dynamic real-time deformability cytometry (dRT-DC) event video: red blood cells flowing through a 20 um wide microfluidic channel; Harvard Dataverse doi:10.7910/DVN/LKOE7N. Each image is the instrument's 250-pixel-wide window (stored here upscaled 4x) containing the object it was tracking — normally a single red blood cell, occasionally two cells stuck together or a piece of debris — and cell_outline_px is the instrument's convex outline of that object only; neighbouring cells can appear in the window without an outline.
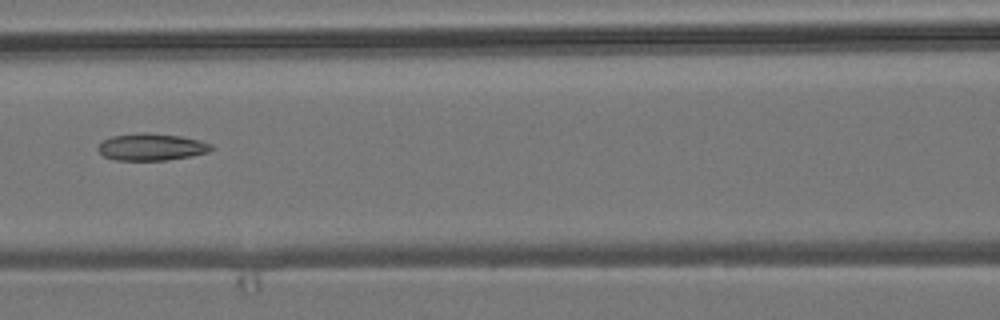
{"species": "common noctule bat (a hibernating species)", "species_latin": "Nyctalus noctula", "temperature_condition": "room temperature", "stored_images_in_passage": 8, "camera_frame_rate_fps": 3000, "um_per_image_px": 0.085, "animal": {"sex": "male", "body_mass_g": 19.2, "forearm_length_mm": 51.8}, "frame": {"image": 1, "passage_image": 7, "time_ms": 2.0, "image_size_px": [1000, 320], "cell_outline_px": [[216, 148], [208, 152], [192, 156], [168, 160], [116, 160], [104, 156], [96, 148], [104, 140], [112, 136], [140, 132], [144, 132], [180, 136], [212, 144]], "centroid_in_image_um": [12.89, 12.49], "position_along_channel_um": 153.7, "area_um2": 17.8}}
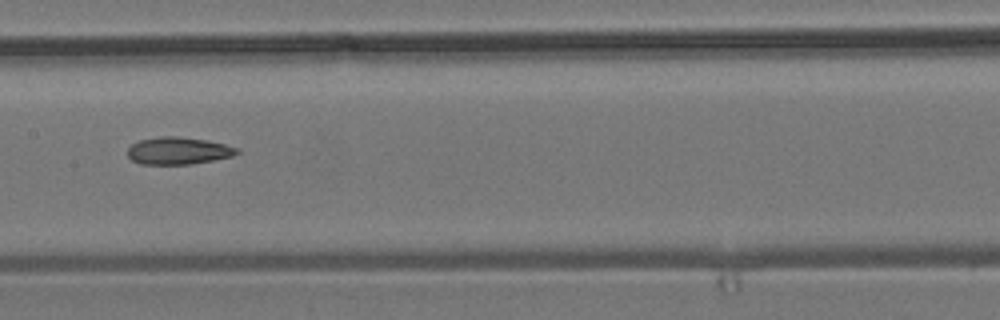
{"frame": {"image": 2, "passage_image": 8, "time_ms": 2.333, "image_size_px": [1000, 320], "cell_outline_px": [[240, 152], [232, 156], [212, 160], [188, 164], [140, 164], [132, 160], [128, 156], [128, 148], [132, 144], [140, 140], [160, 136], [176, 136], [208, 140], [240, 148]], "centroid_in_image_um": [15.16, 12.81], "position_along_channel_um": 192.2, "area_um2": 17.34}}